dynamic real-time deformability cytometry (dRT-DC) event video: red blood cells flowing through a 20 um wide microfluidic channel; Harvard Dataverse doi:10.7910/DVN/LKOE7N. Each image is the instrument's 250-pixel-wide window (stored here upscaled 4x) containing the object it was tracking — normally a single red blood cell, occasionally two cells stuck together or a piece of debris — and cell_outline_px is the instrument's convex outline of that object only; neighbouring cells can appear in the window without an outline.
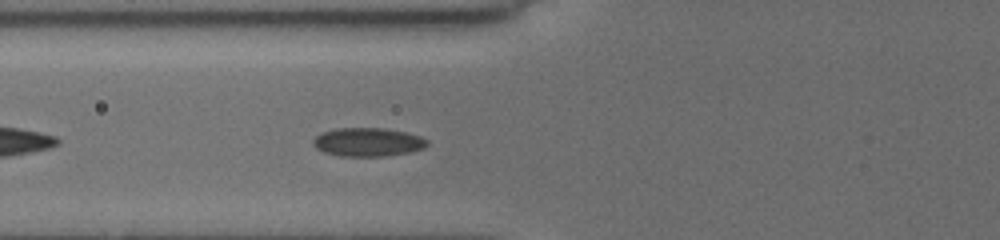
{"species": "common noctule bat (a hibernating species)", "species_latin": "Nyctalus noctula", "temperature_condition": "cold", "stored_images_in_passage": 38, "camera_frame_rate_fps": 3000, "um_per_image_px": 0.085, "animal": {"sex": "female", "body_mass_g": 19.5, "forearm_length_mm": 54.1}, "frame": {"image": 1, "passage_image": 6, "time_ms": 1.667, "image_size_px": [1000, 240], "cell_outline_px": [[428, 144], [424, 148], [408, 152], [384, 156], [340, 156], [324, 152], [316, 148], [312, 144], [312, 140], [320, 132], [336, 128], [384, 128], [408, 132], [420, 136], [428, 140]], "centroid_in_image_um": [31.25, 12.06], "position_along_channel_um": 94.6, "area_um2": 19.13}}
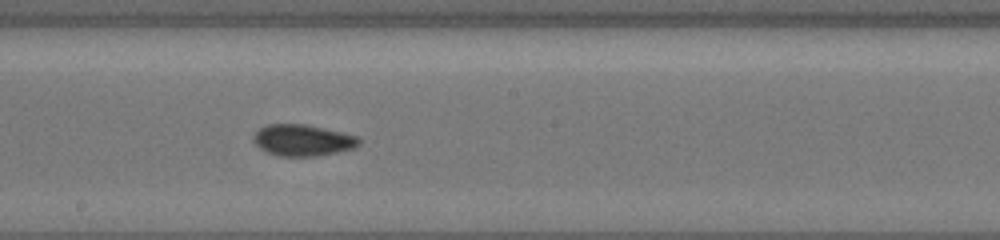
{"frame": {"image": 2, "passage_image": 16, "time_ms": 5.0, "image_size_px": [1000, 240], "cell_outline_px": [[360, 144], [352, 148], [336, 152], [316, 156], [280, 156], [264, 152], [252, 140], [252, 136], [260, 128], [268, 124], [304, 124], [340, 132], [356, 136], [360, 140]], "centroid_in_image_um": [25.67, 11.92], "position_along_channel_um": 222.5, "area_um2": 19.13}}
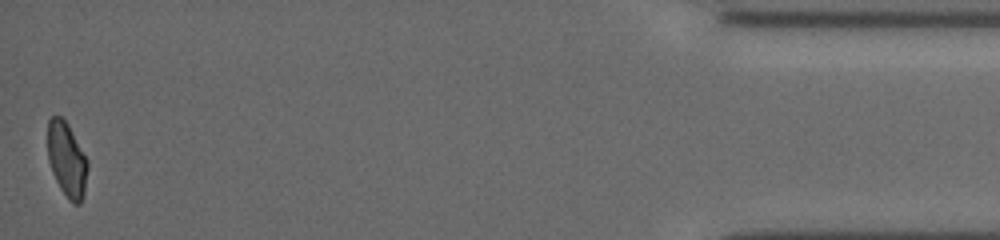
{"frame": {"image": 3, "passage_image": 38, "time_ms": 12.333, "image_size_px": [1000, 240], "cell_outline_px": [[88, 168], [84, 196], [80, 204], [72, 204], [68, 200], [60, 188], [52, 172], [48, 160], [48, 120], [52, 116], [60, 116], [68, 124], [88, 160]], "centroid_in_image_um": [5.69, 13.6], "position_along_channel_um": 429.5, "area_um2": 17.51}, "authors_computed_cell_mechanics": {"area_um2": 18.5827, "velocity_mm_per_s": 3.833, "shape_relaxation_time_tau1_ms": 6.2311, "shape_relaxation_time_tau2_ms": 1.5062, "deformation_change_tau1": 0.1103, "deformation_change_tau2": 0.0464}}